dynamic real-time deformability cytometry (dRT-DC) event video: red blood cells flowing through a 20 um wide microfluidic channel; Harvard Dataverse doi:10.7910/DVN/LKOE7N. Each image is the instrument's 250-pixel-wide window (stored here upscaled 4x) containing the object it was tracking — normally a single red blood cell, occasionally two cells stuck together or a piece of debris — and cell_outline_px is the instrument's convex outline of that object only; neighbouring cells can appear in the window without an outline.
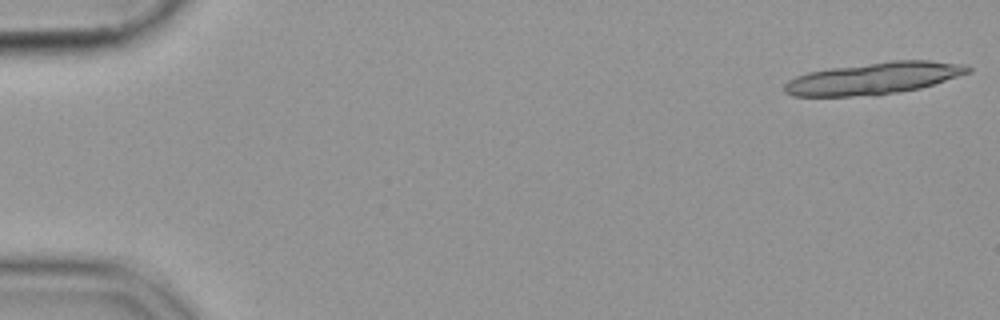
{"species": "common noctule bat (a hibernating species)", "species_latin": "Nyctalus noctula", "temperature_condition": "cold", "stored_images_in_passage": 21, "camera_frame_rate_fps": 3000, "um_per_image_px": 0.085, "animal": {"sex": "female", "body_mass_g": 19.9}, "frame": {"image": 1, "passage_image": 1, "time_ms": 0.0, "image_size_px": [1000, 320], "cell_outline_px": [[972, 72], [920, 88], [876, 96], [792, 96], [784, 92], [784, 84], [788, 80], [796, 76], [808, 72], [828, 68], [892, 60], [928, 60], [964, 64], [972, 68]], "centroid_in_image_um": [74.27, 6.66], "position_along_channel_um": 10.7, "area_um2": 34.45}}